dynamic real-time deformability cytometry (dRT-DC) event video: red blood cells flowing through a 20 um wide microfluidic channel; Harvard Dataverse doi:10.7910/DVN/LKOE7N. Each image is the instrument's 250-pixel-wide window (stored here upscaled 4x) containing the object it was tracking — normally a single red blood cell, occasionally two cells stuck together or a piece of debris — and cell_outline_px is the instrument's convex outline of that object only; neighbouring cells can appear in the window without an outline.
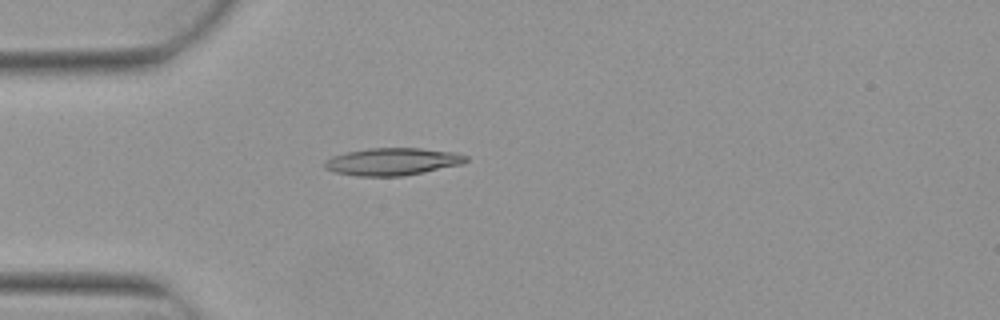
{"species": "Egyptian fruit bat (a non-hibernating species)", "species_latin": "Rousettus aegyptiacus", "temperature_condition": "warm", "stored_images_in_passage": 1, "camera_frame_rate_fps": 3000, "um_per_image_px": 0.085, "animal": {"sex": "female"}, "frame": {"image": 1, "passage_image": 1, "time_ms": 0.0, "image_size_px": [1000, 320], "cell_outline_px": [[468, 160], [464, 164], [404, 176], [356, 176], [336, 172], [324, 168], [324, 160], [332, 156], [348, 152], [368, 148], [420, 148], [456, 152], [468, 156]], "centroid_in_image_um": [33.39, 13.73], "position_along_channel_um": 51.6, "area_um2": 22.72}}